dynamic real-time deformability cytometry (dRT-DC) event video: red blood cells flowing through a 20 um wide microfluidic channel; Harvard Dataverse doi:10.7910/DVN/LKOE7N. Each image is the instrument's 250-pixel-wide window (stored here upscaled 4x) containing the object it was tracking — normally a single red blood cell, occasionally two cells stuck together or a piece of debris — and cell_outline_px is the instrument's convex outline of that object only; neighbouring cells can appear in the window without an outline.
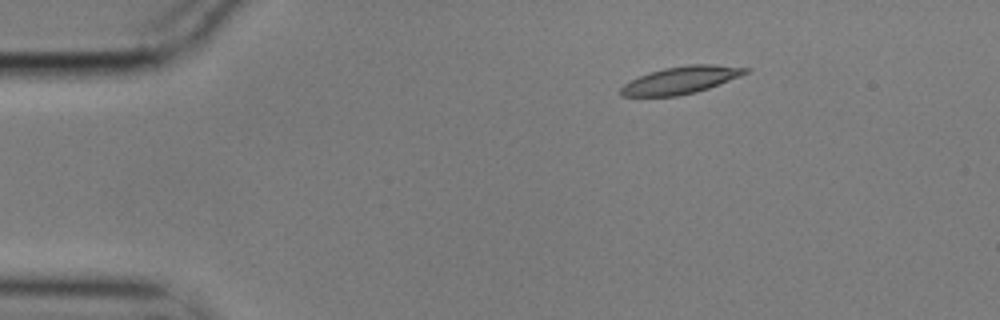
{"species": "common noctule bat (a hibernating species)", "species_latin": "Nyctalus noctula", "temperature_condition": "cold", "stored_images_in_passage": 49, "camera_frame_rate_fps": 3000, "um_per_image_px": 0.085, "animal": {"sex": "male", "body_mass_g": 17.9}, "frame": {"image": 1, "passage_image": 1, "time_ms": 0.0, "image_size_px": [1000, 320], "cell_outline_px": [[752, 68], [748, 72], [740, 76], [708, 88], [696, 92], [676, 96], [620, 96], [620, 88], [624, 84], [648, 72], [664, 68], [688, 64], [712, 64]], "centroid_in_image_um": [57.88, 6.8], "position_along_channel_um": 27.1, "area_um2": 19.77}}
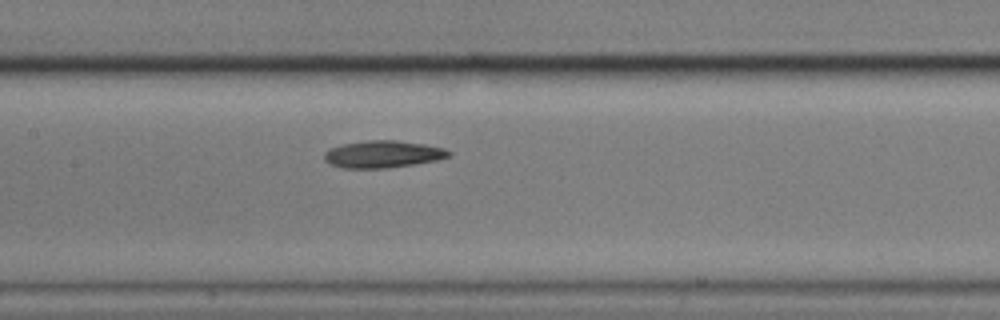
{"frame": {"image": 2, "passage_image": 19, "time_ms": 6.0, "image_size_px": [1000, 320], "cell_outline_px": [[452, 156], [436, 160], [388, 168], [340, 168], [328, 164], [324, 160], [324, 152], [328, 148], [344, 144], [368, 140], [396, 140], [424, 144], [444, 148], [452, 152]], "centroid_in_image_um": [32.51, 13.11], "position_along_channel_um": 174.9, "area_um2": 19.83}}
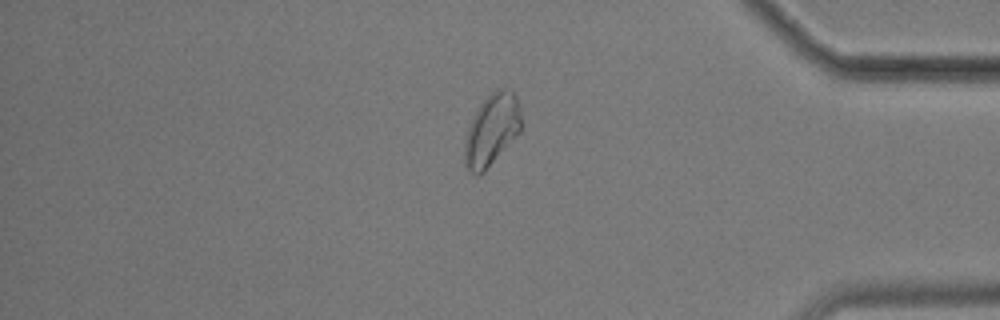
{"frame": {"image": 3, "passage_image": 40, "time_ms": 13.0, "image_size_px": [1000, 320], "cell_outline_px": [[520, 132], [484, 172], [480, 176], [476, 176], [468, 172], [464, 164], [464, 144], [468, 128], [472, 116], [480, 104], [496, 88], [508, 88], [516, 96], [520, 108]], "centroid_in_image_um": [41.77, 11.06], "position_along_channel_um": 393.4, "area_um2": 23.76}, "authors_computed_cell_mechanics": {"area_um2": 20.0566, "velocity_mm_per_s": 3.4866, "shape_relaxation_time_tau1_ms": 6.3118, "shape_relaxation_time_tau2_ms": 4.5675, "deformation_change_tau1": 0.1482, "deformation_change_tau2": 0.0998}}